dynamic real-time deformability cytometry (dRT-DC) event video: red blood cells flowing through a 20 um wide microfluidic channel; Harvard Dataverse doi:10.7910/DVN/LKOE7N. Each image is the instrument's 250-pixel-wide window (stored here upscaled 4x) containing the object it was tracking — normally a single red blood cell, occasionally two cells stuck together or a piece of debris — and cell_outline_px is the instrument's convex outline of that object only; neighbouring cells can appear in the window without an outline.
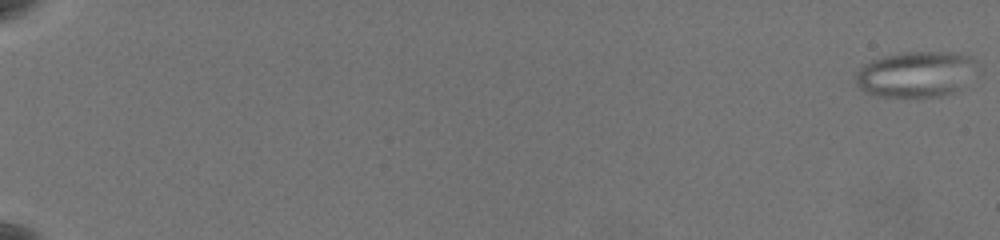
{"species": "common noctule bat (a hibernating species)", "species_latin": "Nyctalus noctula", "temperature_condition": "warm", "stored_images_in_passage": 63, "camera_frame_rate_fps": 3000, "um_per_image_px": 0.085, "animal": {"sex": "female", "body_mass_g": 19.5, "forearm_length_mm": 54.1}, "frame": {"image": 1, "passage_image": 1, "time_ms": 0.0, "image_size_px": [1000, 240], "cell_outline_px": [[976, 60], [960, 88], [956, 92], [940, 96], [916, 100], [876, 96], [864, 92], [856, 84], [856, 72], [864, 64], [872, 60], [884, 56], [900, 52], [956, 52], [972, 56]], "centroid_in_image_um": [77.76, 6.35], "position_along_channel_um": 7.2, "area_um2": 32.83}}
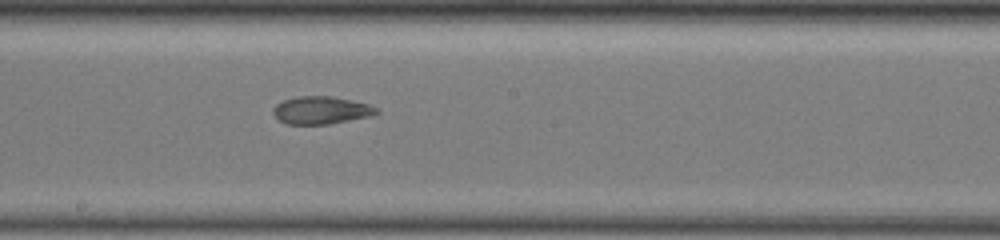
{"frame": {"image": 2, "passage_image": 39, "time_ms": 12.667, "image_size_px": [1000, 240], "cell_outline_px": [[380, 112], [368, 116], [328, 124], [284, 124], [272, 112], [272, 108], [276, 104], [284, 100], [296, 96], [332, 96], [352, 100], [368, 104], [380, 108]], "centroid_in_image_um": [27.29, 9.36], "position_along_channel_um": 220.9, "area_um2": 16.65}}
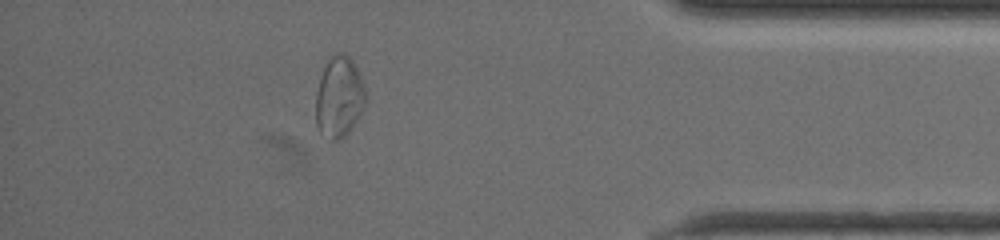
{"frame": {"image": 3, "passage_image": 57, "time_ms": 18.667, "image_size_px": [1000, 240], "cell_outline_px": [[364, 108], [348, 132], [344, 136], [336, 140], [332, 140], [320, 132], [316, 124], [316, 92], [320, 76], [324, 64], [328, 56], [336, 52], [340, 52], [348, 56], [352, 60], [364, 84]], "centroid_in_image_um": [28.79, 8.2], "position_along_channel_um": 406.4, "area_um2": 23.41}, "authors_computed_cell_mechanics": {"area_um2": 24.6806, "velocity_mm_per_s": 3.561, "shape_relaxation_time_tau1_ms": null, "shape_relaxation_time_tau2_ms": 1.9364, "deformation_change_tau1": null, "deformation_change_tau2": 0.0938}}